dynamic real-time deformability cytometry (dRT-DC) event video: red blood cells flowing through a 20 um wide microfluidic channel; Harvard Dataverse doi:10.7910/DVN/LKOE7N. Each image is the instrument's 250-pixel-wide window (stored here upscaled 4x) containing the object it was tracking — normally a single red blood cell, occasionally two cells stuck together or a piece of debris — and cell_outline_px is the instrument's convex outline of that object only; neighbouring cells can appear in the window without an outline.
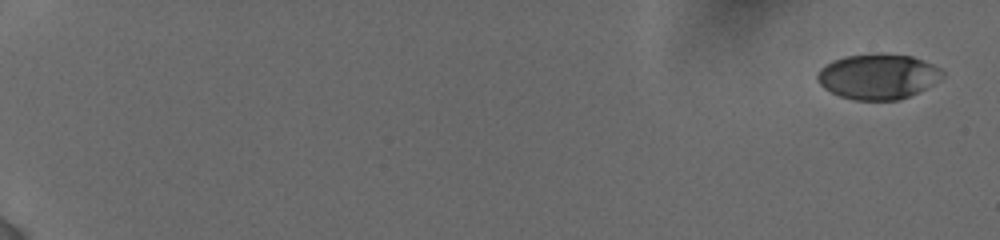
{"species": "human", "species_latin": "Homo sapiens", "temperature_condition": "cold", "stored_images_in_passage": 7, "camera_frame_rate_fps": 3000, "um_per_image_px": 0.085, "donor": {"sex": "female"}, "frame": {"image": 1, "passage_image": 1, "time_ms": 0.0, "image_size_px": [1000, 240], "cell_outline_px": [[944, 76], [924, 88], [908, 96], [896, 100], [856, 100], [840, 96], [824, 88], [816, 80], [816, 76], [820, 68], [832, 60], [844, 56], [876, 52], [880, 52], [912, 56], [932, 64], [940, 68], [944, 72]], "centroid_in_image_um": [74.58, 6.47], "position_along_channel_um": 10.4, "area_um2": 33.06}}